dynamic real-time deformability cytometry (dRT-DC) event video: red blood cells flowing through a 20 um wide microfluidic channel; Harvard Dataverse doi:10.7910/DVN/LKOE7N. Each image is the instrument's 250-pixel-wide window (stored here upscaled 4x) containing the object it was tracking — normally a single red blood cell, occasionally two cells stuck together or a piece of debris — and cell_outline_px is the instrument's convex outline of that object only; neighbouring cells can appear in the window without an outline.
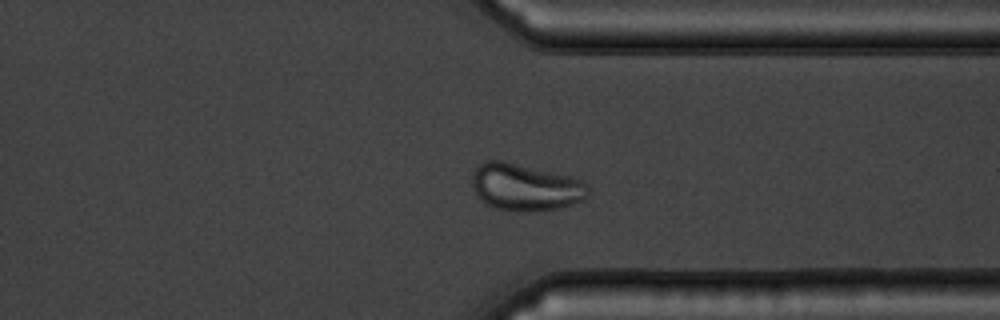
{"species": "common noctule bat (a hibernating species)", "species_latin": "Nyctalus noctula", "temperature_condition": "warm", "stored_images_in_passage": 48, "camera_frame_rate_fps": 3000, "um_per_image_px": 0.085, "animal": {"sex": "male", "body_mass_g": 19.5, "forearm_length_mm": 54.6}, "frame": {"image": 1, "passage_image": 35, "time_ms": 11.333, "image_size_px": [1000, 320], "cell_outline_px": [[588, 192], [580, 200], [572, 204], [556, 208], [516, 212], [496, 208], [480, 200], [472, 184], [472, 176], [476, 168], [480, 164], [488, 160], [500, 160], [568, 176], [580, 180], [588, 188]], "centroid_in_image_um": [44.59, 15.91], "position_along_channel_um": 366.8, "area_um2": 30.92}}